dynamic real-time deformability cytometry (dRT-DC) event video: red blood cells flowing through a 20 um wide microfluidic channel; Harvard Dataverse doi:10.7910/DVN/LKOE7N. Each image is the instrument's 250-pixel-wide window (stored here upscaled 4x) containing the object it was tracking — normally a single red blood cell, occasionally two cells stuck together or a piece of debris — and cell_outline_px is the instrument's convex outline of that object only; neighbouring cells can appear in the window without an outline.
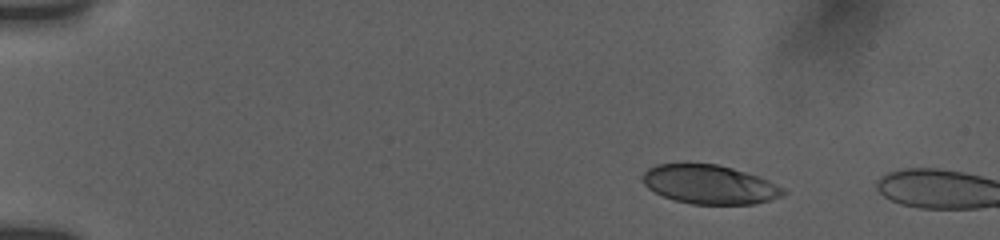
{"species": "human", "species_latin": "Homo sapiens", "temperature_condition": "room temperature", "stored_images_in_passage": 7, "camera_frame_rate_fps": 3000, "um_per_image_px": 0.085, "donor": {"sex": "female"}, "frame": {"image": 1, "passage_image": 3, "time_ms": 1.333, "image_size_px": [1000, 240], "cell_outline_px": [[788, 192], [784, 196], [752, 204], [692, 204], [676, 200], [664, 196], [648, 188], [644, 184], [644, 172], [648, 168], [656, 164], [716, 164], [732, 168], [768, 180], [784, 188]], "centroid_in_image_um": [60.34, 15.68], "position_along_channel_um": 24.7, "area_um2": 31.56}}